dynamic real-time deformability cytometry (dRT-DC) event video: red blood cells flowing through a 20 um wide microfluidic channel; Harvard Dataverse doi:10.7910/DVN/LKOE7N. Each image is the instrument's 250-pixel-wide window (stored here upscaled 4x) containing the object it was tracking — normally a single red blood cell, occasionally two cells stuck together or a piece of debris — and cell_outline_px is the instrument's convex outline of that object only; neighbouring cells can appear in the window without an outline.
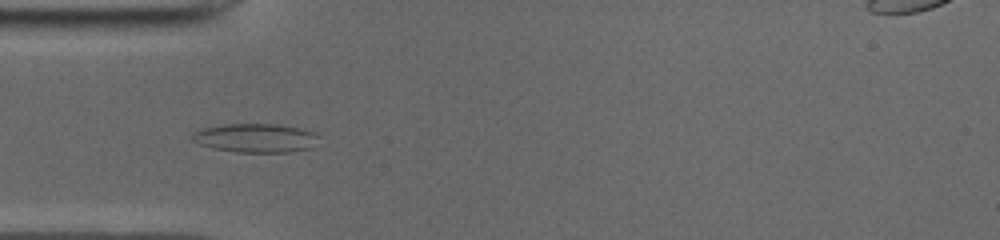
{"species": "common noctule bat (a hibernating species)", "species_latin": "Nyctalus noctula", "temperature_condition": "cold", "stored_images_in_passage": 50, "camera_frame_rate_fps": 3000, "um_per_image_px": 0.085, "animal": {"sex": "male", "body_mass_g": 19.0, "forearm_length_mm": 50.8}, "frame": {"image": 1, "passage_image": 14, "time_ms": 4.333, "image_size_px": [1000, 240], "cell_outline_px": [[320, 136], [312, 148], [292, 152], [236, 152], [212, 148], [200, 144], [192, 140], [192, 132], [204, 128], [224, 124], [276, 124], [304, 128], [316, 132]], "centroid_in_image_um": [21.78, 11.73], "position_along_channel_um": 63.2, "area_um2": 21.56}}
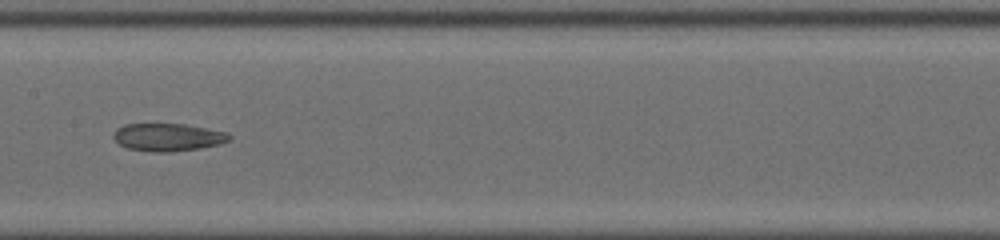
{"frame": {"image": 2, "passage_image": 24, "time_ms": 7.667, "image_size_px": [1000, 240], "cell_outline_px": [[232, 140], [220, 144], [200, 148], [172, 152], [152, 152], [128, 148], [120, 144], [112, 136], [116, 128], [124, 124], [184, 124], [228, 132], [232, 136]], "centroid_in_image_um": [14.3, 11.66], "position_along_channel_um": 193.1, "area_um2": 18.84}}
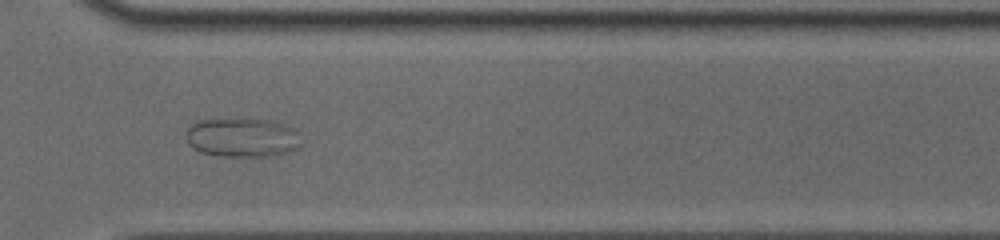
{"frame": {"image": 3, "passage_image": 36, "time_ms": 11.667, "image_size_px": [1000, 240], "cell_outline_px": [[300, 144], [296, 148], [288, 152], [272, 156], [216, 156], [200, 152], [192, 148], [188, 144], [184, 136], [184, 132], [192, 124], [200, 120], [236, 116], [268, 120], [284, 124], [296, 128]], "centroid_in_image_um": [20.53, 11.65], "position_along_channel_um": 350.1, "area_um2": 27.17}}